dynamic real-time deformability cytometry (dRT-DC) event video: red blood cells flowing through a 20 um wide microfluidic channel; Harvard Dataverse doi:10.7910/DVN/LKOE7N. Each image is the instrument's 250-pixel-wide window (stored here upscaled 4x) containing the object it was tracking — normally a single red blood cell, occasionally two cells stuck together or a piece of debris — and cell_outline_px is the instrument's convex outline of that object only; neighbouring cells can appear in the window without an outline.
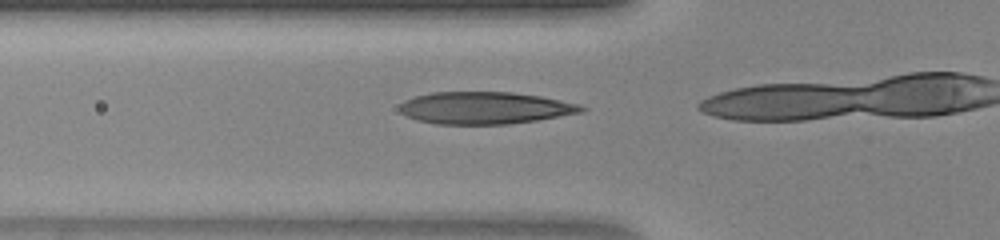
{"species": "human", "species_latin": "Homo sapiens", "temperature_condition": "warm", "stored_images_in_passage": 14, "camera_frame_rate_fps": 3000, "um_per_image_px": 0.085, "donor": {"sex": "female"}, "frame": {"image": 1, "passage_image": 12, "time_ms": 3.667, "image_size_px": [1000, 240], "cell_outline_px": [[588, 108], [584, 112], [536, 120], [508, 124], [436, 124], [416, 120], [400, 112], [400, 104], [404, 100], [416, 96], [432, 92], [512, 92], [540, 96], [580, 104]], "centroid_in_image_um": [41.23, 9.17], "position_along_channel_um": 84.6, "area_um2": 34.1}}